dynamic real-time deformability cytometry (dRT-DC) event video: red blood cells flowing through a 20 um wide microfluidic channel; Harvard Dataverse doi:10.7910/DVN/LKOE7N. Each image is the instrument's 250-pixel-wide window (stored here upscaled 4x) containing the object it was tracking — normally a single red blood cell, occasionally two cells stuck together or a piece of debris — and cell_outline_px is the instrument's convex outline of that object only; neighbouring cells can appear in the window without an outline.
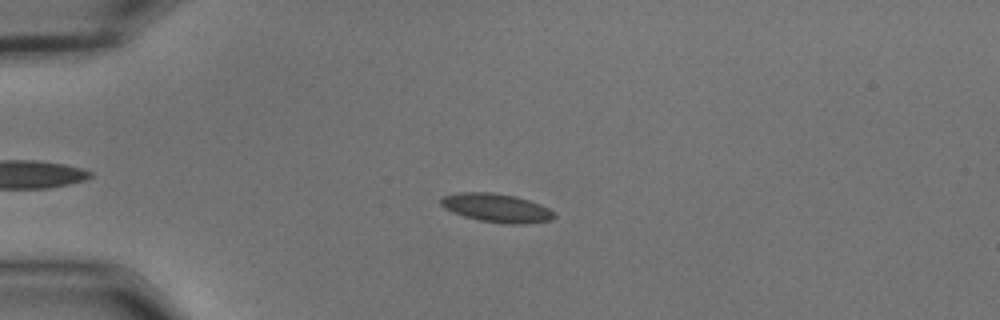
{"species": "common noctule bat (a hibernating species)", "species_latin": "Nyctalus noctula", "temperature_condition": "cold", "stored_images_in_passage": 56, "camera_frame_rate_fps": 3000, "um_per_image_px": 0.085, "animal": {"sex": "male", "body_mass_g": 15.6}, "frame": {"image": 1, "passage_image": 14, "time_ms": 4.333, "image_size_px": [1000, 320], "cell_outline_px": [[556, 216], [552, 220], [520, 224], [512, 224], [480, 220], [464, 216], [452, 212], [444, 208], [440, 204], [440, 200], [444, 196], [460, 192], [492, 192], [516, 196], [540, 204], [548, 208]], "centroid_in_image_um": [42.19, 17.66], "position_along_channel_um": 42.8, "area_um2": 18.73}}
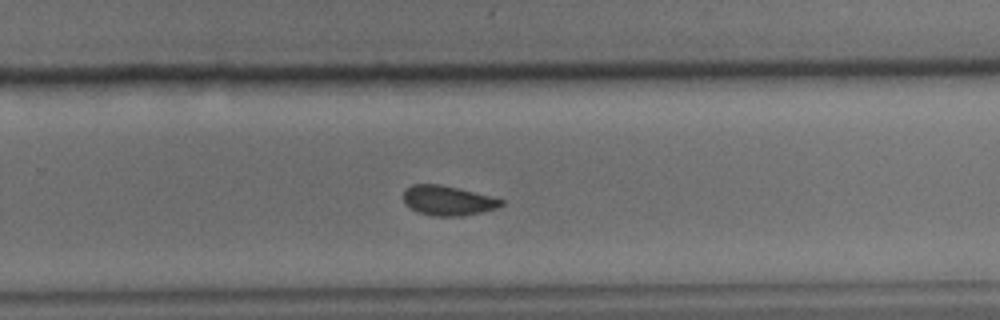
{"frame": {"image": 2, "passage_image": 37, "time_ms": 12.0, "image_size_px": [1000, 320], "cell_outline_px": [[504, 204], [496, 208], [484, 212], [460, 216], [432, 216], [416, 212], [404, 204], [404, 192], [412, 184], [440, 184], [504, 200]], "centroid_in_image_um": [38.04, 17.07], "position_along_channel_um": 291.8, "area_um2": 16.82}}
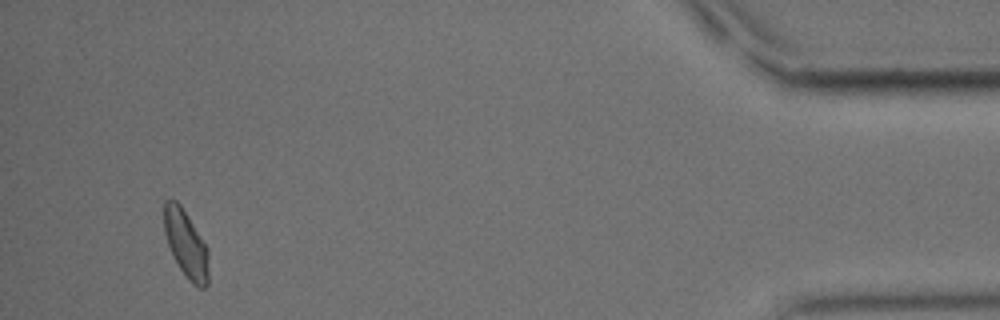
{"frame": {"image": 3, "passage_image": 53, "time_ms": 17.333, "image_size_px": [1000, 320], "cell_outline_px": [[208, 284], [204, 288], [200, 288], [192, 284], [188, 280], [180, 268], [168, 244], [164, 232], [164, 200], [176, 200], [180, 204], [208, 248]], "centroid_in_image_um": [15.82, 20.75], "position_along_channel_um": 419.4, "area_um2": 17.28}, "authors_computed_cell_mechanics": {"area_um2": 17.6579, "velocity_mm_per_s": 3.62, "shape_relaxation_time_tau1_ms": 4.6479, "shape_relaxation_time_tau2_ms": 1.3928, "deformation_change_tau1": 0.103, "deformation_change_tau2": 0.0572}}